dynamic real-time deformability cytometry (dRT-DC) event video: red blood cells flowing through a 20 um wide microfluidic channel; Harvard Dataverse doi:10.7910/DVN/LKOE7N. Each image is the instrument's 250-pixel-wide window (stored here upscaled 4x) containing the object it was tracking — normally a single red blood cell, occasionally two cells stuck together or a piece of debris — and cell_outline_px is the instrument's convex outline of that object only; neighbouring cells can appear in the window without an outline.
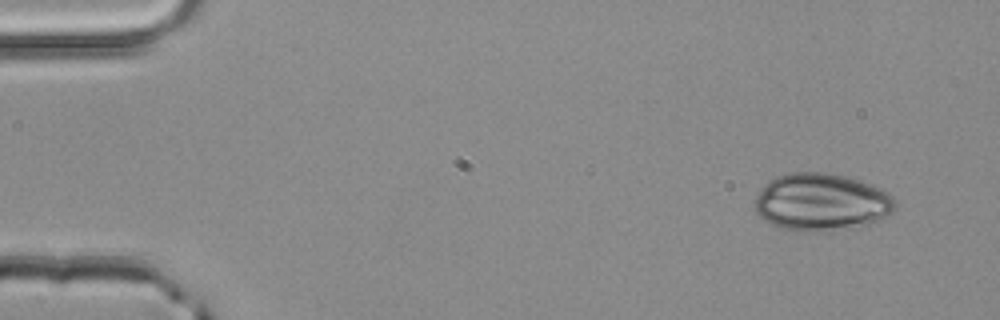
{"species": "common noctule bat (a hibernating species)", "species_latin": "Nyctalus noctula", "temperature_condition": "room temperature", "stored_images_in_passage": 3, "camera_frame_rate_fps": 3000, "um_per_image_px": 0.085, "animal": {"sex": "male", "body_mass_g": 20.4}, "frame": {"image": 1, "passage_image": 1, "time_ms": 0.0, "image_size_px": [1000, 320], "cell_outline_px": [[896, 208], [884, 216], [868, 224], [820, 232], [796, 232], [780, 228], [768, 224], [756, 212], [752, 200], [760, 188], [768, 180], [776, 176], [788, 172], [828, 172], [848, 176], [880, 188], [888, 192], [896, 200]], "centroid_in_image_um": [69.74, 17.17], "position_along_channel_um": 15.3, "area_um2": 47.69}}